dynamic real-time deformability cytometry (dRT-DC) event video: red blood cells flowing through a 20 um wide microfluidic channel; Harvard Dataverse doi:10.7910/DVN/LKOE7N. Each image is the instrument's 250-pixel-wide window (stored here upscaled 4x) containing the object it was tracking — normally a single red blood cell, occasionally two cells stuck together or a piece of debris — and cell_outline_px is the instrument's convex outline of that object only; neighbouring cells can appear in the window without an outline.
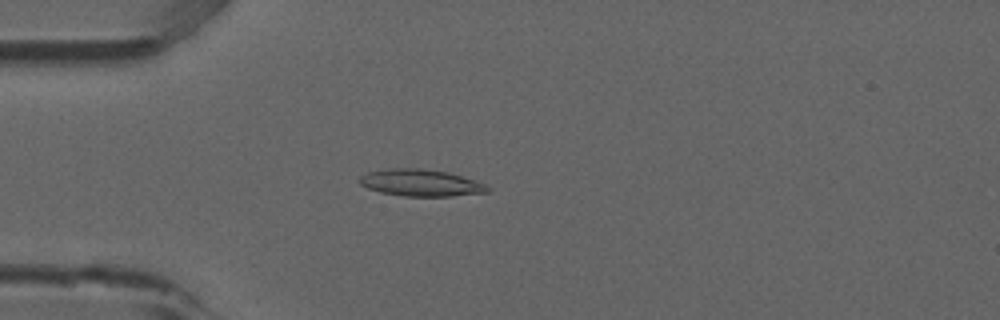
{"species": "common noctule bat (a hibernating species)", "species_latin": "Nyctalus noctula", "temperature_condition": "room temperature", "stored_images_in_passage": 44, "camera_frame_rate_fps": 3000, "um_per_image_px": 0.085, "animal": {"sex": "male", "forearm_length_mm": 52.5}, "frame": {"image": 1, "passage_image": 6, "time_ms": 1.667, "image_size_px": [1000, 320], "cell_outline_px": [[492, 188], [488, 192], [452, 196], [404, 196], [380, 192], [368, 188], [360, 184], [360, 176], [368, 172], [388, 168], [420, 168], [448, 172], [484, 184]], "centroid_in_image_um": [35.75, 15.54], "position_along_channel_um": 49.2, "area_um2": 19.88}}
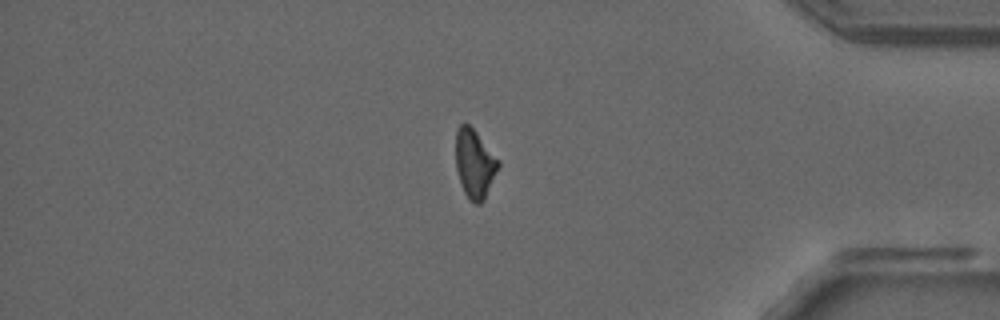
{"frame": {"image": 2, "passage_image": 36, "time_ms": 11.667, "image_size_px": [1000, 320], "cell_outline_px": [[500, 164], [484, 200], [480, 204], [476, 204], [468, 200], [460, 184], [456, 168], [456, 128], [460, 124], [468, 124], [476, 132], [500, 160]], "centroid_in_image_um": [40.33, 13.93], "position_along_channel_um": 394.9, "area_um2": 17.11}}
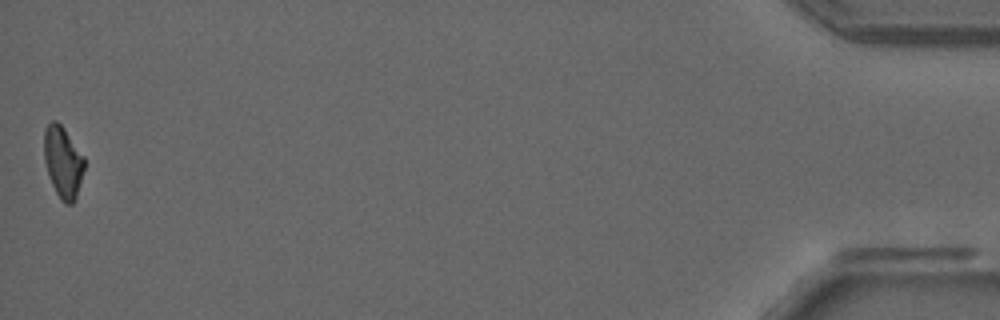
{"frame": {"image": 3, "passage_image": 44, "time_ms": 14.333, "image_size_px": [1000, 320], "cell_outline_px": [[84, 168], [76, 196], [72, 204], [64, 204], [60, 200], [52, 184], [44, 160], [44, 128], [52, 120], [56, 120], [64, 128], [84, 156]], "centroid_in_image_um": [5.34, 13.75], "position_along_channel_um": 429.9, "area_um2": 16.65}}